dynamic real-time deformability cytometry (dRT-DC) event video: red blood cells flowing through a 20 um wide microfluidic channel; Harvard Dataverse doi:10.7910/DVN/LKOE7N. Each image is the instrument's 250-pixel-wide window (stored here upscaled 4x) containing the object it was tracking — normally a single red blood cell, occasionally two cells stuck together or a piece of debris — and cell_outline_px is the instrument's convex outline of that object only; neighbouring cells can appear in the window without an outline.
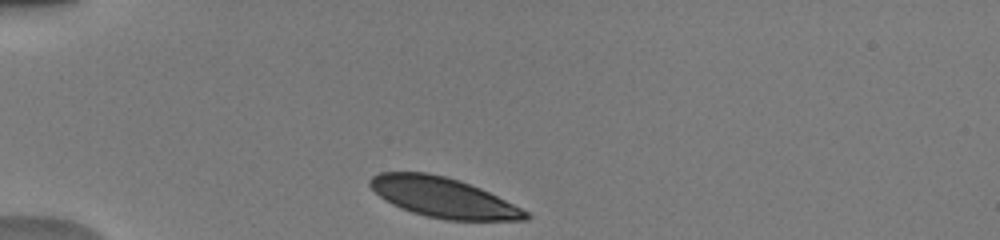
{"species": "human", "species_latin": "Homo sapiens", "temperature_condition": "warm", "stored_images_in_passage": 38, "camera_frame_rate_fps": 3000, "um_per_image_px": 0.085, "donor": {"sex": "male"}, "frame": {"image": 1, "passage_image": 1, "time_ms": 0.0, "image_size_px": [1000, 240], "cell_outline_px": [[532, 216], [528, 220], [448, 220], [424, 216], [400, 208], [384, 200], [368, 184], [368, 180], [372, 176], [380, 172], [428, 172], [460, 180], [480, 188], [528, 212]], "centroid_in_image_um": [37.64, 16.78], "position_along_channel_um": 47.4, "area_um2": 36.13}}
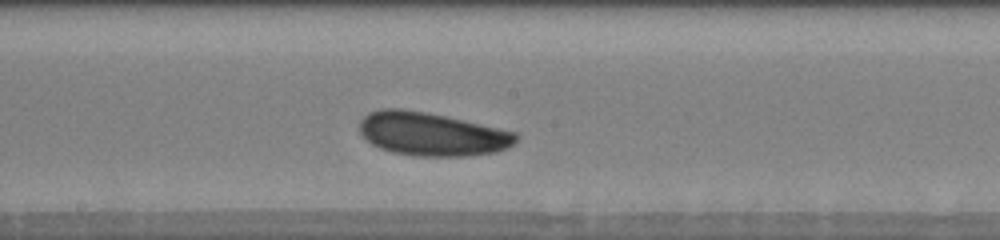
{"frame": {"image": 2, "passage_image": 16, "time_ms": 5.0, "image_size_px": [1000, 240], "cell_outline_px": [[520, 136], [508, 148], [496, 152], [464, 156], [416, 156], [392, 152], [380, 148], [372, 144], [360, 132], [360, 120], [368, 112], [380, 108], [404, 108], [428, 112], [448, 116], [516, 132]], "centroid_in_image_um": [36.7, 11.38], "position_along_channel_um": 211.5, "area_um2": 39.82}}
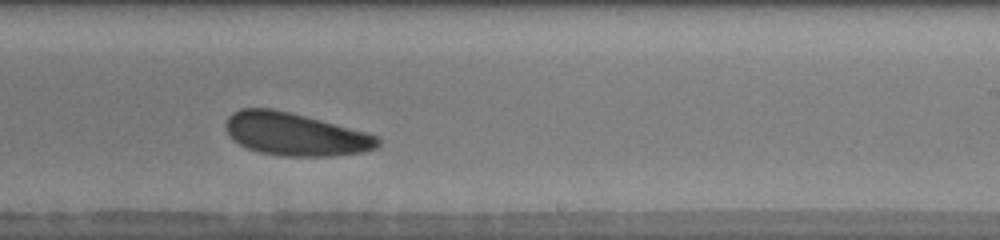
{"frame": {"image": 3, "passage_image": 20, "time_ms": 6.333, "image_size_px": [1000, 240], "cell_outline_px": [[380, 144], [376, 148], [364, 152], [332, 156], [284, 156], [260, 152], [248, 148], [232, 140], [228, 132], [228, 116], [232, 112], [240, 108], [272, 108], [368, 132], [376, 136], [380, 140]], "centroid_in_image_um": [25.12, 11.41], "position_along_channel_um": 263.9, "area_um2": 37.63}, "authors_computed_cell_mechanics": {"area_um2": 38.1769, "velocity_mm_per_s": 3.9389, "shape_relaxation_time_tau1_ms": 4.3907, "shape_relaxation_time_tau2_ms": null, "deformation_change_tau1": 0.1094, "deformation_change_tau2": null}}